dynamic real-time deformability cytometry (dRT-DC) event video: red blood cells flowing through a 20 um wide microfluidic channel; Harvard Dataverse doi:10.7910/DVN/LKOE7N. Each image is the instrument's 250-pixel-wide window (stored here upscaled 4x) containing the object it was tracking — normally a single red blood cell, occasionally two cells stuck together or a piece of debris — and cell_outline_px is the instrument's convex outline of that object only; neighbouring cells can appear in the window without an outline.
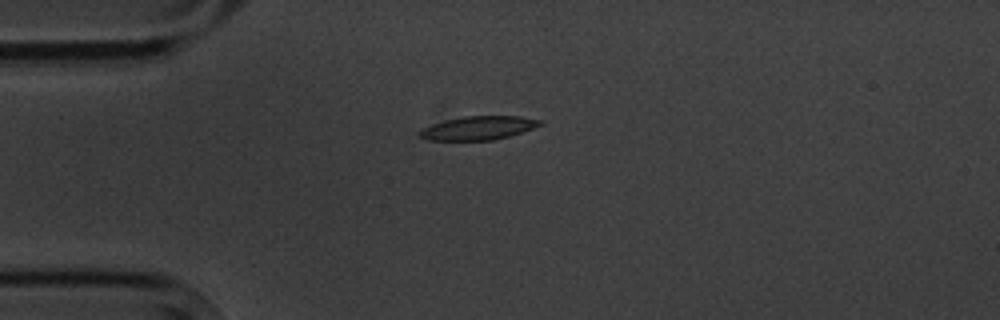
{"species": "common noctule bat (a hibernating species)", "species_latin": "Nyctalus noctula", "temperature_condition": "cold", "stored_images_in_passage": 3, "camera_frame_rate_fps": 3000, "um_per_image_px": 0.085, "animal": {"sex": "male", "body_mass_g": 20.1, "forearm_length_mm": 53.5}, "frame": {"image": 1, "passage_image": 1, "time_ms": 0.0, "image_size_px": [1000, 320], "cell_outline_px": [[544, 124], [508, 136], [492, 140], [428, 140], [416, 136], [416, 132], [420, 128], [444, 120], [464, 116], [520, 116], [544, 120]], "centroid_in_image_um": [40.6, 10.87], "position_along_channel_um": 44.4, "area_um2": 16.76}}
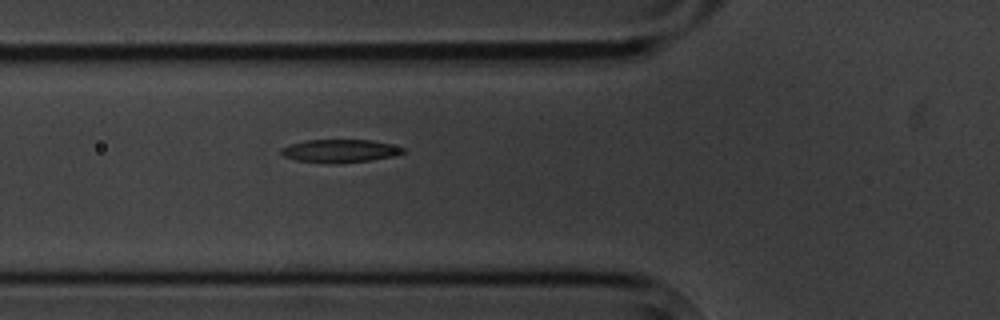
{"frame": {"image": 2, "passage_image": 3, "time_ms": 2.0, "image_size_px": [1000, 320], "cell_outline_px": [[404, 152], [392, 156], [368, 160], [340, 164], [328, 164], [296, 160], [284, 156], [280, 152], [280, 148], [292, 144], [308, 140], [372, 140], [404, 148]], "centroid_in_image_um": [28.84, 12.84], "position_along_channel_um": 97.0, "area_um2": 16.24}}